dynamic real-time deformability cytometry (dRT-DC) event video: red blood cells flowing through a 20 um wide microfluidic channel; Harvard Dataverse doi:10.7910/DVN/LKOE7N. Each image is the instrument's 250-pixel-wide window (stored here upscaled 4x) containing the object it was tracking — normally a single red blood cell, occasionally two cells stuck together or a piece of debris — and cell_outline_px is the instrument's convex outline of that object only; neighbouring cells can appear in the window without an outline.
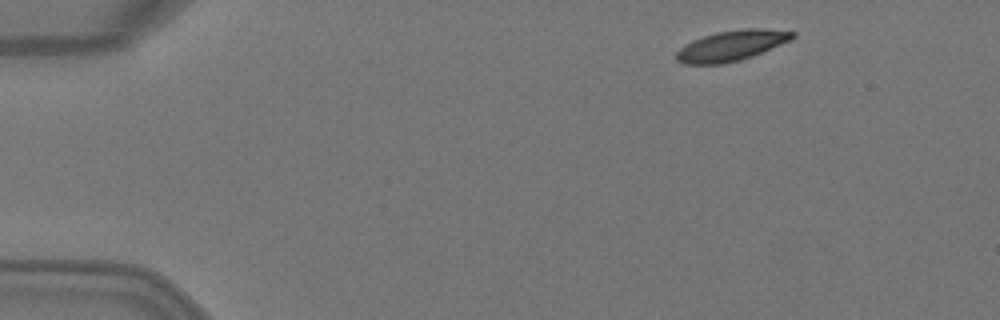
{"species": "Egyptian fruit bat (a non-hibernating species)", "species_latin": "Rousettus aegyptiacus", "temperature_condition": "warm", "stored_images_in_passage": 5, "camera_frame_rate_fps": 3000, "um_per_image_px": 0.085, "animal": {"sex": "female"}, "frame": {"image": 1, "passage_image": 5, "time_ms": 1.333, "image_size_px": [1000, 320], "cell_outline_px": [[796, 36], [792, 40], [752, 56], [740, 60], [724, 64], [684, 64], [676, 60], [676, 52], [684, 44], [692, 40], [716, 32], [744, 28], [764, 28], [796, 32]], "centroid_in_image_um": [62.19, 3.87], "position_along_channel_um": 22.8, "area_um2": 20.75}}